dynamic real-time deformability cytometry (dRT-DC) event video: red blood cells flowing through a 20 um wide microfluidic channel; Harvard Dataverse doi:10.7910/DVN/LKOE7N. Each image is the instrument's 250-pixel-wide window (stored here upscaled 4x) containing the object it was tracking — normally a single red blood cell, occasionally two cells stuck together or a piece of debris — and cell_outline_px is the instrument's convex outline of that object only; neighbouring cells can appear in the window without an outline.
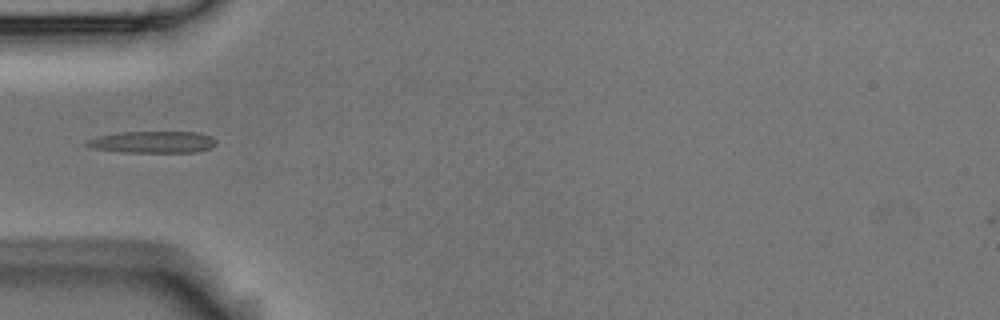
{"species": "Egyptian fruit bat (a non-hibernating species)", "species_latin": "Rousettus aegyptiacus", "temperature_condition": "room temperature", "stored_images_in_passage": 7, "camera_frame_rate_fps": 3000, "um_per_image_px": 0.085, "animal": {"sex": "male"}, "frame": {"image": 1, "passage_image": 4, "time_ms": 1.0, "image_size_px": [1000, 320], "cell_outline_px": [[216, 144], [212, 148], [196, 152], [124, 152], [92, 148], [84, 144], [84, 140], [96, 136], [120, 132], [200, 132], [212, 136], [216, 140]], "centroid_in_image_um": [12.98, 12.07], "position_along_channel_um": 72.0, "area_um2": 16.65}}
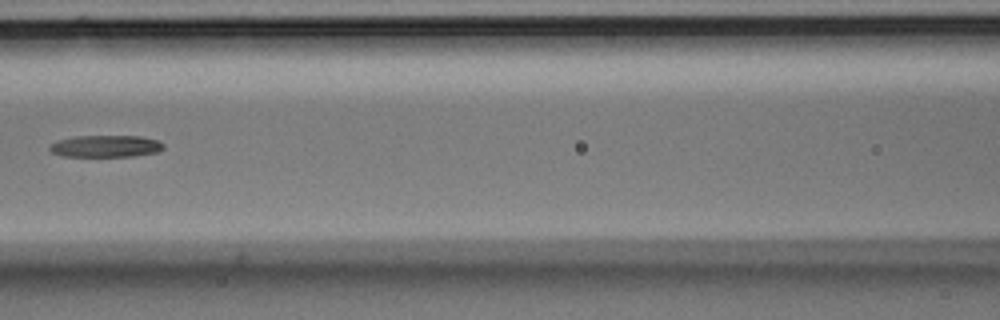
{"frame": {"image": 2, "passage_image": 6, "time_ms": 1.667, "image_size_px": [1000, 320], "cell_outline_px": [[164, 148], [160, 152], [136, 156], [64, 156], [52, 152], [48, 148], [56, 140], [76, 136], [140, 136], [160, 140], [164, 144]], "centroid_in_image_um": [9.05, 12.42], "position_along_channel_um": 157.5, "area_um2": 14.68}}
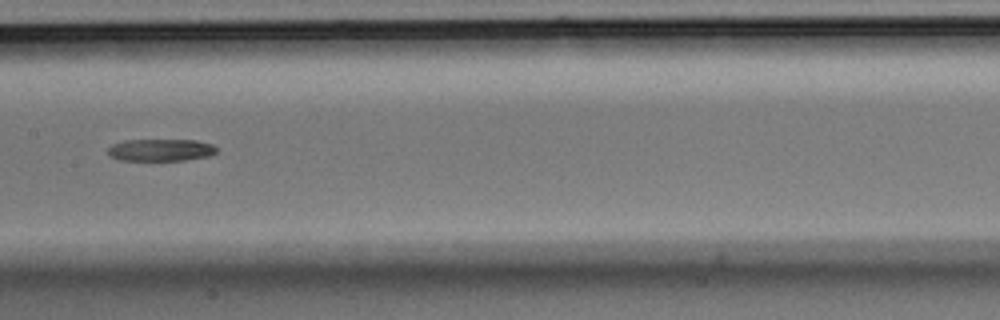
{"frame": {"image": 3, "passage_image": 7, "time_ms": 2.0, "image_size_px": [1000, 320], "cell_outline_px": [[216, 152], [208, 156], [184, 160], [120, 160], [108, 156], [108, 148], [112, 144], [124, 140], [196, 140], [212, 144], [216, 148]], "centroid_in_image_um": [13.62, 12.74], "position_along_channel_um": 193.8, "area_um2": 13.99}}